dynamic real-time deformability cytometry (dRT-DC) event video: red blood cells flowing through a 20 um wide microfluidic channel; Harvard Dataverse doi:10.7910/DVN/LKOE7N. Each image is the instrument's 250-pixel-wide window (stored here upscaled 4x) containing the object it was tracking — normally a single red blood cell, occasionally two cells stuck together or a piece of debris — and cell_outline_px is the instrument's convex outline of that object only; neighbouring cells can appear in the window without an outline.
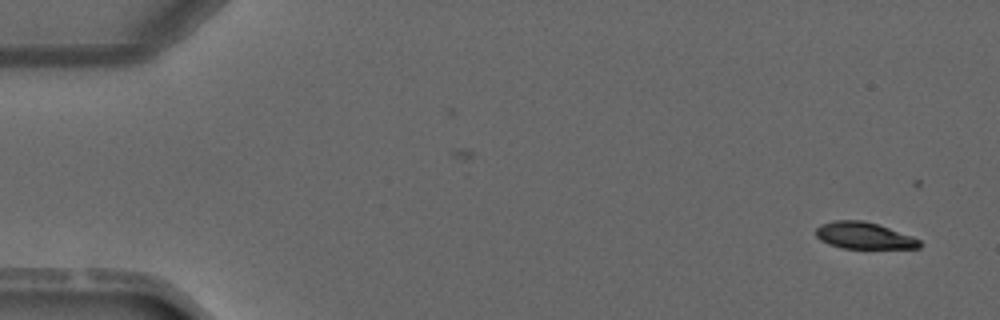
{"species": "common noctule bat (a hibernating species)", "species_latin": "Nyctalus noctula", "temperature_condition": "warm", "stored_images_in_passage": 4, "camera_frame_rate_fps": 3000, "um_per_image_px": 0.085, "animal": {"sex": "male", "forearm_length_mm": 52.5}, "frame": {"image": 1, "passage_image": 1, "time_ms": 0.0, "image_size_px": [1000, 320], "cell_outline_px": [[920, 248], [844, 248], [828, 244], [820, 240], [816, 236], [816, 228], [820, 224], [832, 220], [864, 220], [912, 236], [920, 240]], "centroid_in_image_um": [73.39, 20.02], "position_along_channel_um": 11.6, "area_um2": 16.01}}